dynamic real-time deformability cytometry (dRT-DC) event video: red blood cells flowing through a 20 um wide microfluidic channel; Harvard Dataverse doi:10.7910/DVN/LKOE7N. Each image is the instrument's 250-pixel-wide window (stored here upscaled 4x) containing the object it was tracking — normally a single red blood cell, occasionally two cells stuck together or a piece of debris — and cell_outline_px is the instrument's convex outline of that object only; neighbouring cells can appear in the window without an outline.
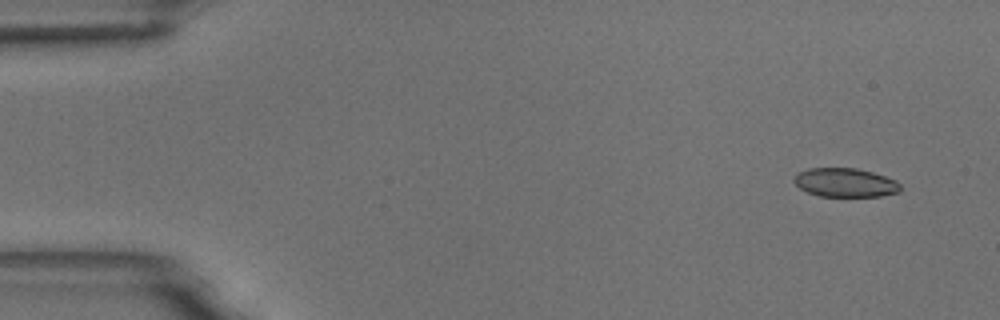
{"species": "common noctule bat (a hibernating species)", "species_latin": "Nyctalus noctula", "temperature_condition": "room temperature", "stored_images_in_passage": 6, "camera_frame_rate_fps": 3000, "um_per_image_px": 0.085, "animal": {"sex": "male", "body_mass_g": 18.8}, "frame": {"image": 1, "passage_image": 2, "time_ms": 1.0, "image_size_px": [1000, 320], "cell_outline_px": [[900, 192], [880, 196], [820, 196], [808, 192], [800, 188], [792, 180], [800, 172], [808, 168], [856, 168], [872, 172], [896, 180], [900, 184]], "centroid_in_image_um": [71.86, 15.52], "position_along_channel_um": 13.1, "area_um2": 17.74}}
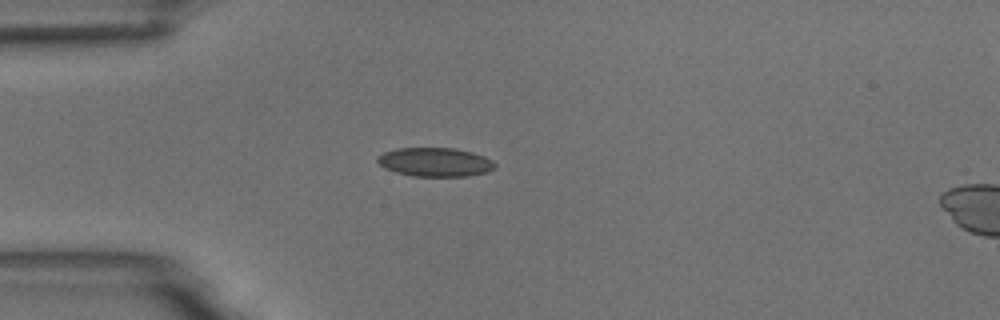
{"frame": {"image": 2, "passage_image": 5, "time_ms": 4.667, "image_size_px": [1000, 320], "cell_outline_px": [[496, 164], [488, 172], [468, 176], [412, 176], [396, 172], [384, 168], [376, 160], [376, 156], [384, 152], [396, 148], [452, 148], [472, 152], [484, 156], [492, 160]], "centroid_in_image_um": [36.96, 13.77], "position_along_channel_um": 48.0, "area_um2": 19.77}}